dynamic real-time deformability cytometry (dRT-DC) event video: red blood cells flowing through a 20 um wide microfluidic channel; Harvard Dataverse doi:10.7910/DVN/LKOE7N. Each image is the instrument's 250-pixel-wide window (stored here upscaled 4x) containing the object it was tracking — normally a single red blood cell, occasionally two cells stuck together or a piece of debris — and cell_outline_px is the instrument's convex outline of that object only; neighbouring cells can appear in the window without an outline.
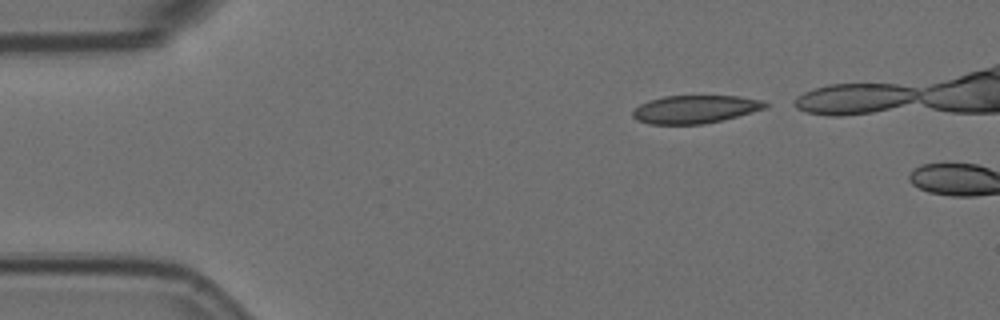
{"species": "Egyptian fruit bat (a non-hibernating species)", "species_latin": "Rousettus aegyptiacus", "temperature_condition": "room temperature", "stored_images_in_passage": 2, "camera_frame_rate_fps": 3000, "um_per_image_px": 0.085, "animal": {"sex": "female"}, "frame": {"image": 1, "passage_image": 1, "time_ms": 0.0, "image_size_px": [1000, 320], "cell_outline_px": [[768, 108], [704, 124], [648, 124], [636, 120], [632, 116], [632, 112], [640, 104], [648, 100], [664, 96], [740, 96], [764, 100], [768, 104]], "centroid_in_image_um": [59.08, 9.28], "position_along_channel_um": 25.9, "area_um2": 21.68}}